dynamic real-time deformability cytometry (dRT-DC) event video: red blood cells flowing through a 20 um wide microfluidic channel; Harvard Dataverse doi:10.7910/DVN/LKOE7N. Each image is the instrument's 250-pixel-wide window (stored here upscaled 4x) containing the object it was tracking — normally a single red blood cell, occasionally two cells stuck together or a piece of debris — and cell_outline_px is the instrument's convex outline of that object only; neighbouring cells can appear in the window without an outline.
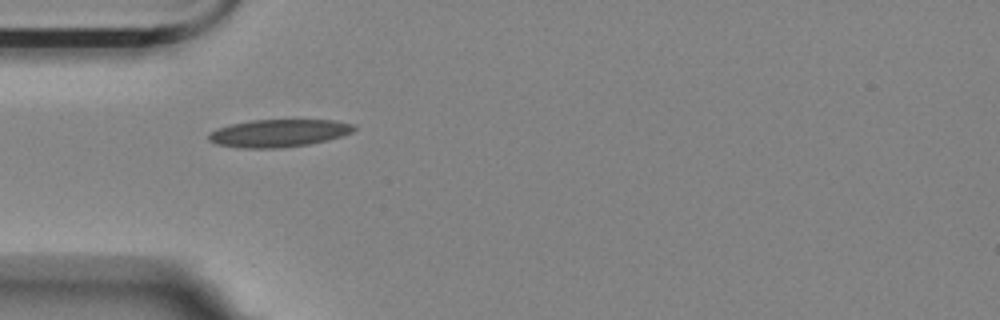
{"species": "Egyptian fruit bat (a non-hibernating species)", "species_latin": "Rousettus aegyptiacus", "temperature_condition": "room temperature", "stored_images_in_passage": 2, "camera_frame_rate_fps": 3000, "um_per_image_px": 0.085, "animal": {"sex": "female"}, "frame": {"image": 1, "passage_image": 1, "time_ms": 0.0, "image_size_px": [1000, 320], "cell_outline_px": [[356, 128], [352, 132], [328, 140], [308, 144], [280, 148], [240, 148], [216, 144], [208, 140], [208, 132], [216, 128], [232, 124], [252, 120], [332, 120], [356, 124]], "centroid_in_image_um": [23.66, 11.31], "position_along_channel_um": 61.3, "area_um2": 23.47}}
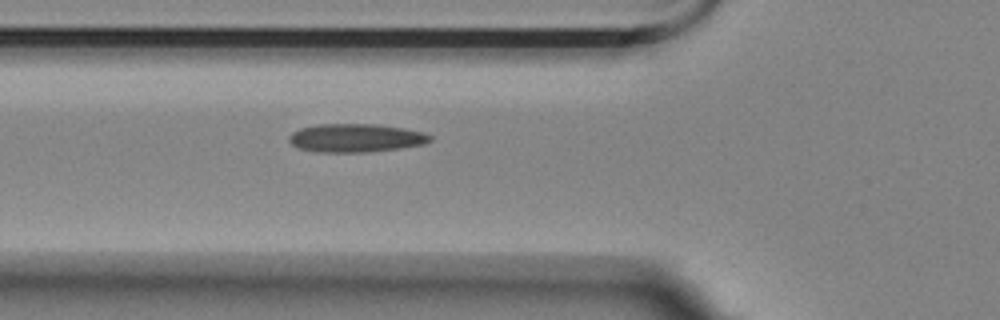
{"frame": {"image": 2, "passage_image": 2, "time_ms": 0.333, "image_size_px": [1000, 320], "cell_outline_px": [[432, 140], [424, 144], [400, 148], [368, 152], [316, 152], [300, 148], [292, 144], [288, 140], [288, 136], [292, 132], [300, 128], [320, 124], [376, 124], [404, 128], [424, 132], [432, 136]], "centroid_in_image_um": [30.25, 11.72], "position_along_channel_um": 95.6, "area_um2": 23.41}}